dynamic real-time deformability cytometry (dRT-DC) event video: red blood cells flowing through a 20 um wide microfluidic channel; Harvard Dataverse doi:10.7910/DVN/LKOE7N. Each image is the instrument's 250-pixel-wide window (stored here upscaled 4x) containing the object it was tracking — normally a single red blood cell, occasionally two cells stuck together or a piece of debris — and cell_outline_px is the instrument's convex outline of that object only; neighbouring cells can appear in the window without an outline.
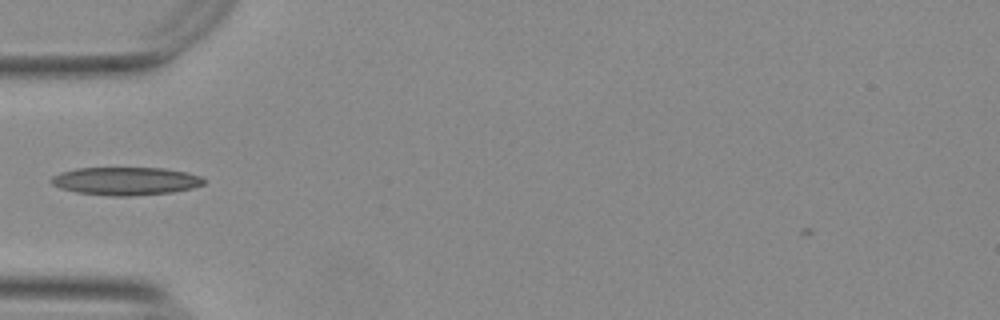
{"species": "Egyptian fruit bat (a non-hibernating species)", "species_latin": "Rousettus aegyptiacus", "temperature_condition": "warm", "stored_images_in_passage": 19, "camera_frame_rate_fps": 3000, "um_per_image_px": 0.085, "animal": {"sex": "female"}, "frame": {"image": 1, "passage_image": 1, "time_ms": 0.0, "image_size_px": [1000, 320], "cell_outline_px": [[204, 184], [192, 188], [172, 192], [128, 196], [112, 196], [76, 192], [60, 188], [52, 184], [48, 180], [52, 176], [60, 172], [76, 168], [164, 168], [184, 172], [200, 176], [204, 180]], "centroid_in_image_um": [10.63, 15.39], "position_along_channel_um": 74.4, "area_um2": 24.85}}
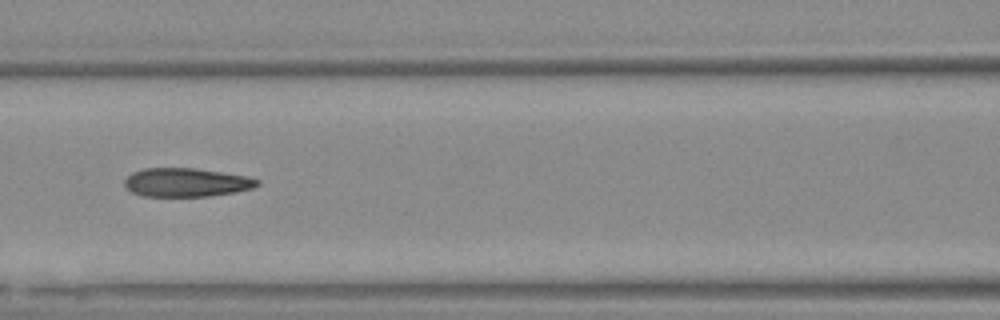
{"frame": {"image": 2, "passage_image": 7, "time_ms": 2.0, "image_size_px": [1000, 320], "cell_outline_px": [[260, 184], [252, 188], [236, 192], [208, 196], [144, 196], [132, 192], [124, 188], [124, 180], [132, 172], [144, 168], [192, 168], [220, 172], [244, 176], [260, 180]], "centroid_in_image_um": [15.79, 15.51], "position_along_channel_um": 150.8, "area_um2": 22.08}}
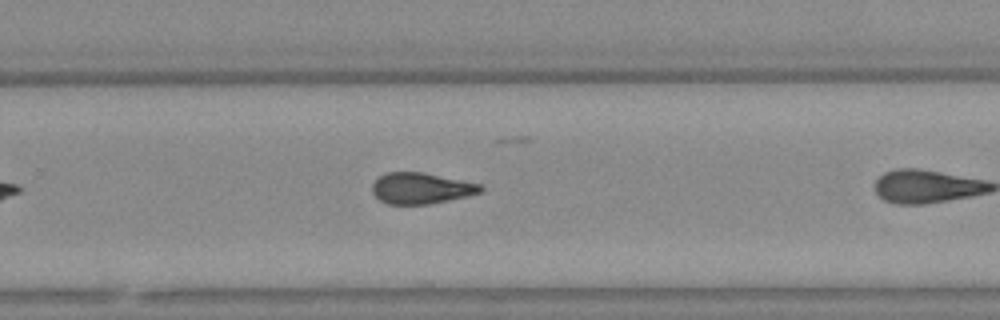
{"frame": {"image": 3, "passage_image": 15, "time_ms": 4.667, "image_size_px": [1000, 320], "cell_outline_px": [[484, 188], [480, 192], [468, 196], [428, 204], [388, 204], [380, 200], [372, 192], [372, 184], [380, 176], [388, 172], [424, 172], [480, 184]], "centroid_in_image_um": [35.78, 16.0], "position_along_channel_um": 294.0, "area_um2": 19.48}}